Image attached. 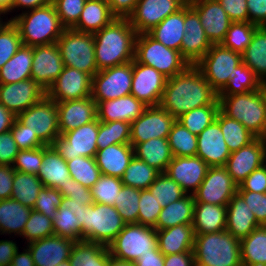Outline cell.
<instances>
[{
  "label": "cell",
  "instance_id": "obj_29",
  "mask_svg": "<svg viewBox=\"0 0 266 266\" xmlns=\"http://www.w3.org/2000/svg\"><path fill=\"white\" fill-rule=\"evenodd\" d=\"M133 157L134 147L127 143L98 149L94 158L103 175L121 178Z\"/></svg>",
  "mask_w": 266,
  "mask_h": 266
},
{
  "label": "cell",
  "instance_id": "obj_21",
  "mask_svg": "<svg viewBox=\"0 0 266 266\" xmlns=\"http://www.w3.org/2000/svg\"><path fill=\"white\" fill-rule=\"evenodd\" d=\"M197 12L211 44H221L232 21L217 0H187Z\"/></svg>",
  "mask_w": 266,
  "mask_h": 266
},
{
  "label": "cell",
  "instance_id": "obj_70",
  "mask_svg": "<svg viewBox=\"0 0 266 266\" xmlns=\"http://www.w3.org/2000/svg\"><path fill=\"white\" fill-rule=\"evenodd\" d=\"M111 12L118 18H128L134 11L138 0H106Z\"/></svg>",
  "mask_w": 266,
  "mask_h": 266
},
{
  "label": "cell",
  "instance_id": "obj_44",
  "mask_svg": "<svg viewBox=\"0 0 266 266\" xmlns=\"http://www.w3.org/2000/svg\"><path fill=\"white\" fill-rule=\"evenodd\" d=\"M11 199L33 208L38 194L44 187L37 175L15 170Z\"/></svg>",
  "mask_w": 266,
  "mask_h": 266
},
{
  "label": "cell",
  "instance_id": "obj_64",
  "mask_svg": "<svg viewBox=\"0 0 266 266\" xmlns=\"http://www.w3.org/2000/svg\"><path fill=\"white\" fill-rule=\"evenodd\" d=\"M245 200L260 226H266V193L237 191Z\"/></svg>",
  "mask_w": 266,
  "mask_h": 266
},
{
  "label": "cell",
  "instance_id": "obj_59",
  "mask_svg": "<svg viewBox=\"0 0 266 266\" xmlns=\"http://www.w3.org/2000/svg\"><path fill=\"white\" fill-rule=\"evenodd\" d=\"M162 207L148 189L140 190L137 224L154 228Z\"/></svg>",
  "mask_w": 266,
  "mask_h": 266
},
{
  "label": "cell",
  "instance_id": "obj_43",
  "mask_svg": "<svg viewBox=\"0 0 266 266\" xmlns=\"http://www.w3.org/2000/svg\"><path fill=\"white\" fill-rule=\"evenodd\" d=\"M216 120L219 122L223 138L230 152L239 150L256 138L243 124L226 116L221 110H219Z\"/></svg>",
  "mask_w": 266,
  "mask_h": 266
},
{
  "label": "cell",
  "instance_id": "obj_73",
  "mask_svg": "<svg viewBox=\"0 0 266 266\" xmlns=\"http://www.w3.org/2000/svg\"><path fill=\"white\" fill-rule=\"evenodd\" d=\"M136 266H164V255L160 252L158 247L149 249V252L143 254L135 262Z\"/></svg>",
  "mask_w": 266,
  "mask_h": 266
},
{
  "label": "cell",
  "instance_id": "obj_56",
  "mask_svg": "<svg viewBox=\"0 0 266 266\" xmlns=\"http://www.w3.org/2000/svg\"><path fill=\"white\" fill-rule=\"evenodd\" d=\"M123 183L121 178L115 176L101 175L98 181L90 188L94 203L114 206L118 193Z\"/></svg>",
  "mask_w": 266,
  "mask_h": 266
},
{
  "label": "cell",
  "instance_id": "obj_47",
  "mask_svg": "<svg viewBox=\"0 0 266 266\" xmlns=\"http://www.w3.org/2000/svg\"><path fill=\"white\" fill-rule=\"evenodd\" d=\"M131 123L123 121L101 122L98 120L97 147L104 149L113 144L130 143Z\"/></svg>",
  "mask_w": 266,
  "mask_h": 266
},
{
  "label": "cell",
  "instance_id": "obj_2",
  "mask_svg": "<svg viewBox=\"0 0 266 266\" xmlns=\"http://www.w3.org/2000/svg\"><path fill=\"white\" fill-rule=\"evenodd\" d=\"M93 35L98 71L134 60L137 32L128 18L117 17Z\"/></svg>",
  "mask_w": 266,
  "mask_h": 266
},
{
  "label": "cell",
  "instance_id": "obj_22",
  "mask_svg": "<svg viewBox=\"0 0 266 266\" xmlns=\"http://www.w3.org/2000/svg\"><path fill=\"white\" fill-rule=\"evenodd\" d=\"M45 95L46 90L31 78L16 83L0 84V104L16 117Z\"/></svg>",
  "mask_w": 266,
  "mask_h": 266
},
{
  "label": "cell",
  "instance_id": "obj_19",
  "mask_svg": "<svg viewBox=\"0 0 266 266\" xmlns=\"http://www.w3.org/2000/svg\"><path fill=\"white\" fill-rule=\"evenodd\" d=\"M266 163V140L255 138L248 145L231 152L225 167L232 180L239 185L255 169Z\"/></svg>",
  "mask_w": 266,
  "mask_h": 266
},
{
  "label": "cell",
  "instance_id": "obj_54",
  "mask_svg": "<svg viewBox=\"0 0 266 266\" xmlns=\"http://www.w3.org/2000/svg\"><path fill=\"white\" fill-rule=\"evenodd\" d=\"M140 189L123 185L114 207L126 224L137 223Z\"/></svg>",
  "mask_w": 266,
  "mask_h": 266
},
{
  "label": "cell",
  "instance_id": "obj_41",
  "mask_svg": "<svg viewBox=\"0 0 266 266\" xmlns=\"http://www.w3.org/2000/svg\"><path fill=\"white\" fill-rule=\"evenodd\" d=\"M243 63L266 85V26L258 27L242 53Z\"/></svg>",
  "mask_w": 266,
  "mask_h": 266
},
{
  "label": "cell",
  "instance_id": "obj_62",
  "mask_svg": "<svg viewBox=\"0 0 266 266\" xmlns=\"http://www.w3.org/2000/svg\"><path fill=\"white\" fill-rule=\"evenodd\" d=\"M43 161V146L30 150H19L13 163L16 171L37 175Z\"/></svg>",
  "mask_w": 266,
  "mask_h": 266
},
{
  "label": "cell",
  "instance_id": "obj_4",
  "mask_svg": "<svg viewBox=\"0 0 266 266\" xmlns=\"http://www.w3.org/2000/svg\"><path fill=\"white\" fill-rule=\"evenodd\" d=\"M220 110L243 124L256 138L266 135V85L245 94L218 95Z\"/></svg>",
  "mask_w": 266,
  "mask_h": 266
},
{
  "label": "cell",
  "instance_id": "obj_23",
  "mask_svg": "<svg viewBox=\"0 0 266 266\" xmlns=\"http://www.w3.org/2000/svg\"><path fill=\"white\" fill-rule=\"evenodd\" d=\"M63 69L64 63L57 43L33 47L31 79L44 90H48Z\"/></svg>",
  "mask_w": 266,
  "mask_h": 266
},
{
  "label": "cell",
  "instance_id": "obj_40",
  "mask_svg": "<svg viewBox=\"0 0 266 266\" xmlns=\"http://www.w3.org/2000/svg\"><path fill=\"white\" fill-rule=\"evenodd\" d=\"M33 47L22 45L0 69V84L16 83L31 78Z\"/></svg>",
  "mask_w": 266,
  "mask_h": 266
},
{
  "label": "cell",
  "instance_id": "obj_11",
  "mask_svg": "<svg viewBox=\"0 0 266 266\" xmlns=\"http://www.w3.org/2000/svg\"><path fill=\"white\" fill-rule=\"evenodd\" d=\"M132 78L133 61L100 70L92 77L91 97L102 102L129 95Z\"/></svg>",
  "mask_w": 266,
  "mask_h": 266
},
{
  "label": "cell",
  "instance_id": "obj_46",
  "mask_svg": "<svg viewBox=\"0 0 266 266\" xmlns=\"http://www.w3.org/2000/svg\"><path fill=\"white\" fill-rule=\"evenodd\" d=\"M160 174L161 172L156 168L149 166L146 162L134 156L121 180L123 185L144 190L148 189Z\"/></svg>",
  "mask_w": 266,
  "mask_h": 266
},
{
  "label": "cell",
  "instance_id": "obj_17",
  "mask_svg": "<svg viewBox=\"0 0 266 266\" xmlns=\"http://www.w3.org/2000/svg\"><path fill=\"white\" fill-rule=\"evenodd\" d=\"M167 77L155 68L133 60V78L131 93L146 106H159Z\"/></svg>",
  "mask_w": 266,
  "mask_h": 266
},
{
  "label": "cell",
  "instance_id": "obj_48",
  "mask_svg": "<svg viewBox=\"0 0 266 266\" xmlns=\"http://www.w3.org/2000/svg\"><path fill=\"white\" fill-rule=\"evenodd\" d=\"M168 142L174 157L196 156L197 135L191 133L177 120L171 127Z\"/></svg>",
  "mask_w": 266,
  "mask_h": 266
},
{
  "label": "cell",
  "instance_id": "obj_75",
  "mask_svg": "<svg viewBox=\"0 0 266 266\" xmlns=\"http://www.w3.org/2000/svg\"><path fill=\"white\" fill-rule=\"evenodd\" d=\"M52 3V0H12V11L16 8H23L26 10H33Z\"/></svg>",
  "mask_w": 266,
  "mask_h": 266
},
{
  "label": "cell",
  "instance_id": "obj_38",
  "mask_svg": "<svg viewBox=\"0 0 266 266\" xmlns=\"http://www.w3.org/2000/svg\"><path fill=\"white\" fill-rule=\"evenodd\" d=\"M195 199L191 194H186L181 199L162 208L155 230L167 229L181 224H192Z\"/></svg>",
  "mask_w": 266,
  "mask_h": 266
},
{
  "label": "cell",
  "instance_id": "obj_79",
  "mask_svg": "<svg viewBox=\"0 0 266 266\" xmlns=\"http://www.w3.org/2000/svg\"><path fill=\"white\" fill-rule=\"evenodd\" d=\"M56 266H71L70 265V262H69V259L64 261V262H61L60 264H57Z\"/></svg>",
  "mask_w": 266,
  "mask_h": 266
},
{
  "label": "cell",
  "instance_id": "obj_27",
  "mask_svg": "<svg viewBox=\"0 0 266 266\" xmlns=\"http://www.w3.org/2000/svg\"><path fill=\"white\" fill-rule=\"evenodd\" d=\"M75 241L51 236L27 244L35 266H56L69 259Z\"/></svg>",
  "mask_w": 266,
  "mask_h": 266
},
{
  "label": "cell",
  "instance_id": "obj_31",
  "mask_svg": "<svg viewBox=\"0 0 266 266\" xmlns=\"http://www.w3.org/2000/svg\"><path fill=\"white\" fill-rule=\"evenodd\" d=\"M157 247L163 255L192 252L195 232L192 224H181L156 230Z\"/></svg>",
  "mask_w": 266,
  "mask_h": 266
},
{
  "label": "cell",
  "instance_id": "obj_12",
  "mask_svg": "<svg viewBox=\"0 0 266 266\" xmlns=\"http://www.w3.org/2000/svg\"><path fill=\"white\" fill-rule=\"evenodd\" d=\"M17 119L36 133L45 145H52L60 136L57 104L47 95L20 113Z\"/></svg>",
  "mask_w": 266,
  "mask_h": 266
},
{
  "label": "cell",
  "instance_id": "obj_72",
  "mask_svg": "<svg viewBox=\"0 0 266 266\" xmlns=\"http://www.w3.org/2000/svg\"><path fill=\"white\" fill-rule=\"evenodd\" d=\"M18 246L12 240H0V266H10Z\"/></svg>",
  "mask_w": 266,
  "mask_h": 266
},
{
  "label": "cell",
  "instance_id": "obj_6",
  "mask_svg": "<svg viewBox=\"0 0 266 266\" xmlns=\"http://www.w3.org/2000/svg\"><path fill=\"white\" fill-rule=\"evenodd\" d=\"M196 266H242L240 239L228 231L195 234Z\"/></svg>",
  "mask_w": 266,
  "mask_h": 266
},
{
  "label": "cell",
  "instance_id": "obj_61",
  "mask_svg": "<svg viewBox=\"0 0 266 266\" xmlns=\"http://www.w3.org/2000/svg\"><path fill=\"white\" fill-rule=\"evenodd\" d=\"M62 198L63 196L58 189L44 186L39 192L32 210L53 220L56 211L61 206Z\"/></svg>",
  "mask_w": 266,
  "mask_h": 266
},
{
  "label": "cell",
  "instance_id": "obj_74",
  "mask_svg": "<svg viewBox=\"0 0 266 266\" xmlns=\"http://www.w3.org/2000/svg\"><path fill=\"white\" fill-rule=\"evenodd\" d=\"M16 118L12 112L0 104V133L10 131Z\"/></svg>",
  "mask_w": 266,
  "mask_h": 266
},
{
  "label": "cell",
  "instance_id": "obj_26",
  "mask_svg": "<svg viewBox=\"0 0 266 266\" xmlns=\"http://www.w3.org/2000/svg\"><path fill=\"white\" fill-rule=\"evenodd\" d=\"M56 104L60 135L97 119V103L92 97Z\"/></svg>",
  "mask_w": 266,
  "mask_h": 266
},
{
  "label": "cell",
  "instance_id": "obj_28",
  "mask_svg": "<svg viewBox=\"0 0 266 266\" xmlns=\"http://www.w3.org/2000/svg\"><path fill=\"white\" fill-rule=\"evenodd\" d=\"M97 103V119L101 122L123 121L132 123L148 107L132 94Z\"/></svg>",
  "mask_w": 266,
  "mask_h": 266
},
{
  "label": "cell",
  "instance_id": "obj_14",
  "mask_svg": "<svg viewBox=\"0 0 266 266\" xmlns=\"http://www.w3.org/2000/svg\"><path fill=\"white\" fill-rule=\"evenodd\" d=\"M237 188L225 166L209 167L193 196L195 203L227 205L237 193Z\"/></svg>",
  "mask_w": 266,
  "mask_h": 266
},
{
  "label": "cell",
  "instance_id": "obj_37",
  "mask_svg": "<svg viewBox=\"0 0 266 266\" xmlns=\"http://www.w3.org/2000/svg\"><path fill=\"white\" fill-rule=\"evenodd\" d=\"M31 207L13 199L0 200V233L22 236L26 222L30 217Z\"/></svg>",
  "mask_w": 266,
  "mask_h": 266
},
{
  "label": "cell",
  "instance_id": "obj_24",
  "mask_svg": "<svg viewBox=\"0 0 266 266\" xmlns=\"http://www.w3.org/2000/svg\"><path fill=\"white\" fill-rule=\"evenodd\" d=\"M208 168L207 163L198 156L173 157L165 173L186 194L193 195L204 180Z\"/></svg>",
  "mask_w": 266,
  "mask_h": 266
},
{
  "label": "cell",
  "instance_id": "obj_25",
  "mask_svg": "<svg viewBox=\"0 0 266 266\" xmlns=\"http://www.w3.org/2000/svg\"><path fill=\"white\" fill-rule=\"evenodd\" d=\"M230 154L217 120L197 135L196 156L206 162L209 167L225 166Z\"/></svg>",
  "mask_w": 266,
  "mask_h": 266
},
{
  "label": "cell",
  "instance_id": "obj_63",
  "mask_svg": "<svg viewBox=\"0 0 266 266\" xmlns=\"http://www.w3.org/2000/svg\"><path fill=\"white\" fill-rule=\"evenodd\" d=\"M10 131L19 150H30L45 146L37 134L33 133L28 126H25L17 118Z\"/></svg>",
  "mask_w": 266,
  "mask_h": 266
},
{
  "label": "cell",
  "instance_id": "obj_36",
  "mask_svg": "<svg viewBox=\"0 0 266 266\" xmlns=\"http://www.w3.org/2000/svg\"><path fill=\"white\" fill-rule=\"evenodd\" d=\"M148 34L168 48L181 52V42L184 37V6L176 13L169 15Z\"/></svg>",
  "mask_w": 266,
  "mask_h": 266
},
{
  "label": "cell",
  "instance_id": "obj_20",
  "mask_svg": "<svg viewBox=\"0 0 266 266\" xmlns=\"http://www.w3.org/2000/svg\"><path fill=\"white\" fill-rule=\"evenodd\" d=\"M184 37L181 42V55L195 65L211 48L197 12L187 2L184 5Z\"/></svg>",
  "mask_w": 266,
  "mask_h": 266
},
{
  "label": "cell",
  "instance_id": "obj_76",
  "mask_svg": "<svg viewBox=\"0 0 266 266\" xmlns=\"http://www.w3.org/2000/svg\"><path fill=\"white\" fill-rule=\"evenodd\" d=\"M23 250L24 251L20 253L19 249L16 251L10 266H35L29 249Z\"/></svg>",
  "mask_w": 266,
  "mask_h": 266
},
{
  "label": "cell",
  "instance_id": "obj_8",
  "mask_svg": "<svg viewBox=\"0 0 266 266\" xmlns=\"http://www.w3.org/2000/svg\"><path fill=\"white\" fill-rule=\"evenodd\" d=\"M64 66L83 71L92 77L98 72L94 35L65 28L57 40Z\"/></svg>",
  "mask_w": 266,
  "mask_h": 266
},
{
  "label": "cell",
  "instance_id": "obj_13",
  "mask_svg": "<svg viewBox=\"0 0 266 266\" xmlns=\"http://www.w3.org/2000/svg\"><path fill=\"white\" fill-rule=\"evenodd\" d=\"M98 119L61 134L52 146L66 161L78 156L94 158L97 147Z\"/></svg>",
  "mask_w": 266,
  "mask_h": 266
},
{
  "label": "cell",
  "instance_id": "obj_9",
  "mask_svg": "<svg viewBox=\"0 0 266 266\" xmlns=\"http://www.w3.org/2000/svg\"><path fill=\"white\" fill-rule=\"evenodd\" d=\"M157 247L156 230L142 224H125L116 238L109 244L108 250L113 258L136 262L149 249Z\"/></svg>",
  "mask_w": 266,
  "mask_h": 266
},
{
  "label": "cell",
  "instance_id": "obj_52",
  "mask_svg": "<svg viewBox=\"0 0 266 266\" xmlns=\"http://www.w3.org/2000/svg\"><path fill=\"white\" fill-rule=\"evenodd\" d=\"M58 190L63 196L60 207L66 208L68 206L69 209L76 212L83 205L94 203L90 189L84 187L73 178H70L65 185H61Z\"/></svg>",
  "mask_w": 266,
  "mask_h": 266
},
{
  "label": "cell",
  "instance_id": "obj_32",
  "mask_svg": "<svg viewBox=\"0 0 266 266\" xmlns=\"http://www.w3.org/2000/svg\"><path fill=\"white\" fill-rule=\"evenodd\" d=\"M43 186L58 189L71 178L66 160L52 145L43 146V161L37 174Z\"/></svg>",
  "mask_w": 266,
  "mask_h": 266
},
{
  "label": "cell",
  "instance_id": "obj_5",
  "mask_svg": "<svg viewBox=\"0 0 266 266\" xmlns=\"http://www.w3.org/2000/svg\"><path fill=\"white\" fill-rule=\"evenodd\" d=\"M74 214L79 222L82 240L104 246H109L126 224L116 208L106 204L83 205Z\"/></svg>",
  "mask_w": 266,
  "mask_h": 266
},
{
  "label": "cell",
  "instance_id": "obj_35",
  "mask_svg": "<svg viewBox=\"0 0 266 266\" xmlns=\"http://www.w3.org/2000/svg\"><path fill=\"white\" fill-rule=\"evenodd\" d=\"M134 156L143 160L149 166L165 173L169 163L174 157L168 138H152L148 141L137 143L134 146Z\"/></svg>",
  "mask_w": 266,
  "mask_h": 266
},
{
  "label": "cell",
  "instance_id": "obj_68",
  "mask_svg": "<svg viewBox=\"0 0 266 266\" xmlns=\"http://www.w3.org/2000/svg\"><path fill=\"white\" fill-rule=\"evenodd\" d=\"M249 22L266 26V0H246Z\"/></svg>",
  "mask_w": 266,
  "mask_h": 266
},
{
  "label": "cell",
  "instance_id": "obj_10",
  "mask_svg": "<svg viewBox=\"0 0 266 266\" xmlns=\"http://www.w3.org/2000/svg\"><path fill=\"white\" fill-rule=\"evenodd\" d=\"M242 54L212 44L206 54L195 64L211 87L219 93L229 82V75L242 63Z\"/></svg>",
  "mask_w": 266,
  "mask_h": 266
},
{
  "label": "cell",
  "instance_id": "obj_7",
  "mask_svg": "<svg viewBox=\"0 0 266 266\" xmlns=\"http://www.w3.org/2000/svg\"><path fill=\"white\" fill-rule=\"evenodd\" d=\"M134 59L155 68L167 78L178 75L190 65L180 51L166 47L148 33L137 34Z\"/></svg>",
  "mask_w": 266,
  "mask_h": 266
},
{
  "label": "cell",
  "instance_id": "obj_53",
  "mask_svg": "<svg viewBox=\"0 0 266 266\" xmlns=\"http://www.w3.org/2000/svg\"><path fill=\"white\" fill-rule=\"evenodd\" d=\"M148 190L158 200L162 208L186 195L181 186L166 173H161L148 187Z\"/></svg>",
  "mask_w": 266,
  "mask_h": 266
},
{
  "label": "cell",
  "instance_id": "obj_45",
  "mask_svg": "<svg viewBox=\"0 0 266 266\" xmlns=\"http://www.w3.org/2000/svg\"><path fill=\"white\" fill-rule=\"evenodd\" d=\"M229 82L218 95L245 94L259 90L264 84L243 62L229 75Z\"/></svg>",
  "mask_w": 266,
  "mask_h": 266
},
{
  "label": "cell",
  "instance_id": "obj_50",
  "mask_svg": "<svg viewBox=\"0 0 266 266\" xmlns=\"http://www.w3.org/2000/svg\"><path fill=\"white\" fill-rule=\"evenodd\" d=\"M220 110V105H206L192 109L182 114L176 120L186 127L191 133L199 135L214 120Z\"/></svg>",
  "mask_w": 266,
  "mask_h": 266
},
{
  "label": "cell",
  "instance_id": "obj_80",
  "mask_svg": "<svg viewBox=\"0 0 266 266\" xmlns=\"http://www.w3.org/2000/svg\"><path fill=\"white\" fill-rule=\"evenodd\" d=\"M2 14H0V28H1V26L5 23V22H3V18L1 19V16Z\"/></svg>",
  "mask_w": 266,
  "mask_h": 266
},
{
  "label": "cell",
  "instance_id": "obj_51",
  "mask_svg": "<svg viewBox=\"0 0 266 266\" xmlns=\"http://www.w3.org/2000/svg\"><path fill=\"white\" fill-rule=\"evenodd\" d=\"M258 27V25L250 22H232L221 45L242 54L250 44Z\"/></svg>",
  "mask_w": 266,
  "mask_h": 266
},
{
  "label": "cell",
  "instance_id": "obj_60",
  "mask_svg": "<svg viewBox=\"0 0 266 266\" xmlns=\"http://www.w3.org/2000/svg\"><path fill=\"white\" fill-rule=\"evenodd\" d=\"M86 0H52L61 24L72 28L79 20Z\"/></svg>",
  "mask_w": 266,
  "mask_h": 266
},
{
  "label": "cell",
  "instance_id": "obj_67",
  "mask_svg": "<svg viewBox=\"0 0 266 266\" xmlns=\"http://www.w3.org/2000/svg\"><path fill=\"white\" fill-rule=\"evenodd\" d=\"M232 22H249L246 0H217Z\"/></svg>",
  "mask_w": 266,
  "mask_h": 266
},
{
  "label": "cell",
  "instance_id": "obj_16",
  "mask_svg": "<svg viewBox=\"0 0 266 266\" xmlns=\"http://www.w3.org/2000/svg\"><path fill=\"white\" fill-rule=\"evenodd\" d=\"M186 3L187 0H138L128 20L137 34L148 33Z\"/></svg>",
  "mask_w": 266,
  "mask_h": 266
},
{
  "label": "cell",
  "instance_id": "obj_66",
  "mask_svg": "<svg viewBox=\"0 0 266 266\" xmlns=\"http://www.w3.org/2000/svg\"><path fill=\"white\" fill-rule=\"evenodd\" d=\"M19 149L11 131L0 133V165L12 166Z\"/></svg>",
  "mask_w": 266,
  "mask_h": 266
},
{
  "label": "cell",
  "instance_id": "obj_71",
  "mask_svg": "<svg viewBox=\"0 0 266 266\" xmlns=\"http://www.w3.org/2000/svg\"><path fill=\"white\" fill-rule=\"evenodd\" d=\"M164 266H196L194 252L164 255Z\"/></svg>",
  "mask_w": 266,
  "mask_h": 266
},
{
  "label": "cell",
  "instance_id": "obj_30",
  "mask_svg": "<svg viewBox=\"0 0 266 266\" xmlns=\"http://www.w3.org/2000/svg\"><path fill=\"white\" fill-rule=\"evenodd\" d=\"M259 226L251 209L237 192L227 204L226 231L241 240Z\"/></svg>",
  "mask_w": 266,
  "mask_h": 266
},
{
  "label": "cell",
  "instance_id": "obj_49",
  "mask_svg": "<svg viewBox=\"0 0 266 266\" xmlns=\"http://www.w3.org/2000/svg\"><path fill=\"white\" fill-rule=\"evenodd\" d=\"M66 162L70 177L89 189L102 175L95 158L78 156Z\"/></svg>",
  "mask_w": 266,
  "mask_h": 266
},
{
  "label": "cell",
  "instance_id": "obj_78",
  "mask_svg": "<svg viewBox=\"0 0 266 266\" xmlns=\"http://www.w3.org/2000/svg\"><path fill=\"white\" fill-rule=\"evenodd\" d=\"M111 266H136L135 262L111 257Z\"/></svg>",
  "mask_w": 266,
  "mask_h": 266
},
{
  "label": "cell",
  "instance_id": "obj_18",
  "mask_svg": "<svg viewBox=\"0 0 266 266\" xmlns=\"http://www.w3.org/2000/svg\"><path fill=\"white\" fill-rule=\"evenodd\" d=\"M92 76L64 66V69L46 91V95L56 103L91 97Z\"/></svg>",
  "mask_w": 266,
  "mask_h": 266
},
{
  "label": "cell",
  "instance_id": "obj_1",
  "mask_svg": "<svg viewBox=\"0 0 266 266\" xmlns=\"http://www.w3.org/2000/svg\"><path fill=\"white\" fill-rule=\"evenodd\" d=\"M206 105H220L218 93L195 65L167 79L160 106L175 119Z\"/></svg>",
  "mask_w": 266,
  "mask_h": 266
},
{
  "label": "cell",
  "instance_id": "obj_33",
  "mask_svg": "<svg viewBox=\"0 0 266 266\" xmlns=\"http://www.w3.org/2000/svg\"><path fill=\"white\" fill-rule=\"evenodd\" d=\"M115 18L106 0H86L80 18L72 29L94 34Z\"/></svg>",
  "mask_w": 266,
  "mask_h": 266
},
{
  "label": "cell",
  "instance_id": "obj_3",
  "mask_svg": "<svg viewBox=\"0 0 266 266\" xmlns=\"http://www.w3.org/2000/svg\"><path fill=\"white\" fill-rule=\"evenodd\" d=\"M9 20L17 26L23 45L30 47L57 43L65 30L53 3L24 10Z\"/></svg>",
  "mask_w": 266,
  "mask_h": 266
},
{
  "label": "cell",
  "instance_id": "obj_15",
  "mask_svg": "<svg viewBox=\"0 0 266 266\" xmlns=\"http://www.w3.org/2000/svg\"><path fill=\"white\" fill-rule=\"evenodd\" d=\"M176 119L159 106H148L143 114L131 123L130 144L148 141L152 138H168Z\"/></svg>",
  "mask_w": 266,
  "mask_h": 266
},
{
  "label": "cell",
  "instance_id": "obj_58",
  "mask_svg": "<svg viewBox=\"0 0 266 266\" xmlns=\"http://www.w3.org/2000/svg\"><path fill=\"white\" fill-rule=\"evenodd\" d=\"M22 45L17 26L8 20L0 28V69Z\"/></svg>",
  "mask_w": 266,
  "mask_h": 266
},
{
  "label": "cell",
  "instance_id": "obj_34",
  "mask_svg": "<svg viewBox=\"0 0 266 266\" xmlns=\"http://www.w3.org/2000/svg\"><path fill=\"white\" fill-rule=\"evenodd\" d=\"M227 205L195 203L192 226L195 234L226 230Z\"/></svg>",
  "mask_w": 266,
  "mask_h": 266
},
{
  "label": "cell",
  "instance_id": "obj_57",
  "mask_svg": "<svg viewBox=\"0 0 266 266\" xmlns=\"http://www.w3.org/2000/svg\"><path fill=\"white\" fill-rule=\"evenodd\" d=\"M54 235L52 220L46 215L32 210L22 233L27 244Z\"/></svg>",
  "mask_w": 266,
  "mask_h": 266
},
{
  "label": "cell",
  "instance_id": "obj_65",
  "mask_svg": "<svg viewBox=\"0 0 266 266\" xmlns=\"http://www.w3.org/2000/svg\"><path fill=\"white\" fill-rule=\"evenodd\" d=\"M237 191L266 193V163L255 169L238 185Z\"/></svg>",
  "mask_w": 266,
  "mask_h": 266
},
{
  "label": "cell",
  "instance_id": "obj_69",
  "mask_svg": "<svg viewBox=\"0 0 266 266\" xmlns=\"http://www.w3.org/2000/svg\"><path fill=\"white\" fill-rule=\"evenodd\" d=\"M15 169L10 165H0V200L11 199Z\"/></svg>",
  "mask_w": 266,
  "mask_h": 266
},
{
  "label": "cell",
  "instance_id": "obj_39",
  "mask_svg": "<svg viewBox=\"0 0 266 266\" xmlns=\"http://www.w3.org/2000/svg\"><path fill=\"white\" fill-rule=\"evenodd\" d=\"M110 261L108 246L86 240L76 241L69 257L71 266H109Z\"/></svg>",
  "mask_w": 266,
  "mask_h": 266
},
{
  "label": "cell",
  "instance_id": "obj_77",
  "mask_svg": "<svg viewBox=\"0 0 266 266\" xmlns=\"http://www.w3.org/2000/svg\"><path fill=\"white\" fill-rule=\"evenodd\" d=\"M12 11V0H0V14H8Z\"/></svg>",
  "mask_w": 266,
  "mask_h": 266
},
{
  "label": "cell",
  "instance_id": "obj_55",
  "mask_svg": "<svg viewBox=\"0 0 266 266\" xmlns=\"http://www.w3.org/2000/svg\"><path fill=\"white\" fill-rule=\"evenodd\" d=\"M75 211L67 206L59 207L52 220L53 230L56 236L72 239L75 242L82 240V233Z\"/></svg>",
  "mask_w": 266,
  "mask_h": 266
},
{
  "label": "cell",
  "instance_id": "obj_42",
  "mask_svg": "<svg viewBox=\"0 0 266 266\" xmlns=\"http://www.w3.org/2000/svg\"><path fill=\"white\" fill-rule=\"evenodd\" d=\"M242 266H266V226L255 228L240 240Z\"/></svg>",
  "mask_w": 266,
  "mask_h": 266
}]
</instances>
